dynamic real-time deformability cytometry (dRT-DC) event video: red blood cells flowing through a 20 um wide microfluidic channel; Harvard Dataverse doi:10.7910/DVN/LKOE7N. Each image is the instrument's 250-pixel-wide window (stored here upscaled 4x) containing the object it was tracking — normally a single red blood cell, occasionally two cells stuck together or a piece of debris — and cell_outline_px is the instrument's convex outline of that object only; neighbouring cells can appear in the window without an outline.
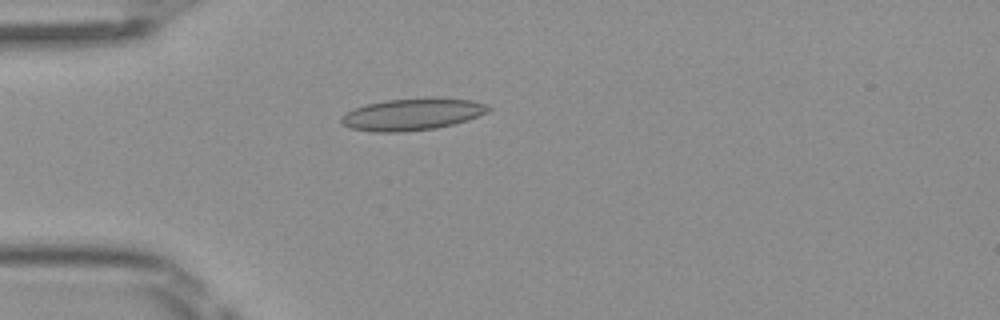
{"species": "Egyptian fruit bat (a non-hibernating species)", "species_latin": "Rousettus aegyptiacus", "temperature_condition": "room temperature", "stored_images_in_passage": 5, "camera_frame_rate_fps": 3000, "um_per_image_px": 0.085, "frame": {"image": 1, "passage_image": 4, "time_ms": 1.0, "image_size_px": [1000, 320], "cell_outline_px": [[492, 108], [488, 112], [468, 120], [436, 128], [400, 132], [376, 132], [352, 128], [344, 124], [340, 120], [348, 112], [364, 104], [384, 100], [432, 96], [472, 100], [488, 104]], "centroid_in_image_um": [35.12, 9.68], "position_along_channel_um": 49.9, "area_um2": 27.57}}